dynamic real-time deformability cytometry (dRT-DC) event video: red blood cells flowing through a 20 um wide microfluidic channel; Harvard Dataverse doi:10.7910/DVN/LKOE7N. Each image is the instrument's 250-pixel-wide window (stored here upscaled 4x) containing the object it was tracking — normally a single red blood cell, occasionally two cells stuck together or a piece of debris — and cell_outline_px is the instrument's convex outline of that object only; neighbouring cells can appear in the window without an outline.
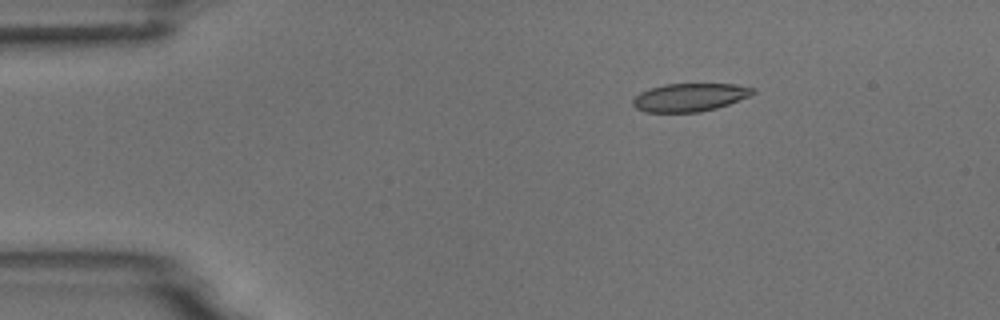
{"species": "common noctule bat (a hibernating species)", "species_latin": "Nyctalus noctula", "temperature_condition": "room temperature", "stored_images_in_passage": 46, "camera_frame_rate_fps": 3000, "um_per_image_px": 0.085, "animal": {"sex": "male", "body_mass_g": 18.8}, "frame": {"image": 1, "passage_image": 1, "time_ms": 0.0, "image_size_px": [1000, 320], "cell_outline_px": [[756, 92], [748, 96], [728, 104], [716, 108], [700, 112], [644, 112], [636, 108], [632, 104], [632, 100], [640, 92], [648, 88], [664, 84], [736, 84], [756, 88]], "centroid_in_image_um": [58.61, 8.27], "position_along_channel_um": 26.4, "area_um2": 19.71}}
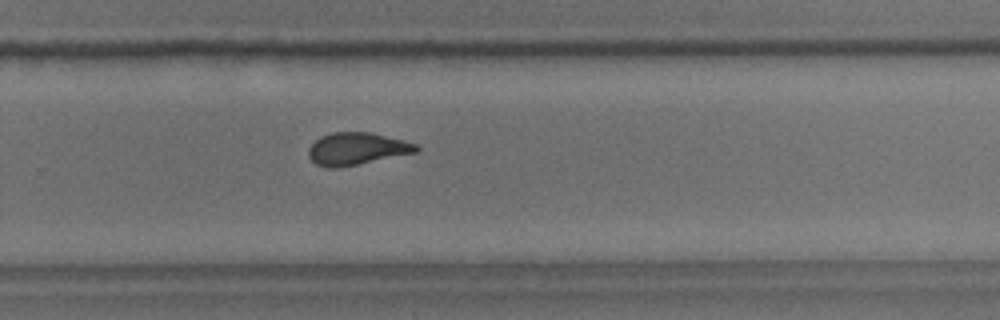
{"frame": {"image": 2, "passage_image": 28, "time_ms": 9.0, "image_size_px": [1000, 320], "cell_outline_px": [[420, 148], [416, 152], [336, 168], [328, 168], [316, 164], [308, 156], [308, 148], [320, 136], [332, 132], [372, 132], [416, 144]], "centroid_in_image_um": [30.28, 12.63], "position_along_channel_um": 299.5, "area_um2": 20.0}}
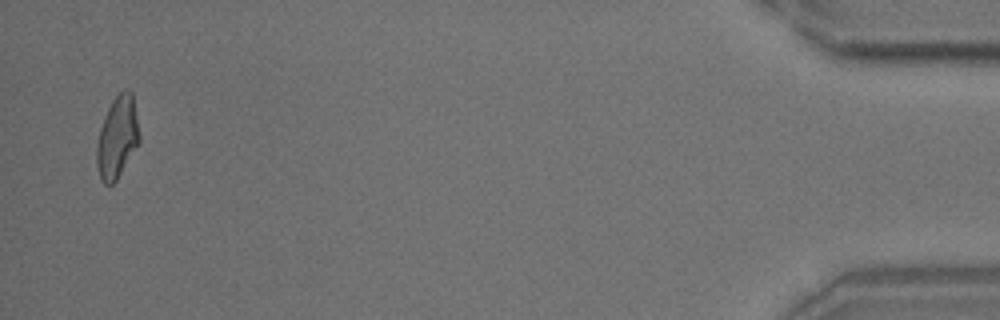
{"frame": {"image": 3, "passage_image": 45, "time_ms": 14.667, "image_size_px": [1000, 320], "cell_outline_px": [[140, 140], [116, 180], [112, 184], [104, 184], [100, 180], [96, 164], [96, 148], [100, 128], [104, 116], [112, 100], [124, 88], [128, 88], [132, 92], [140, 136]], "centroid_in_image_um": [9.95, 11.65], "position_along_channel_um": 425.2, "area_um2": 20.23}, "authors_computed_cell_mechanics": {"area_um2": 20.519, "velocity_mm_per_s": 3.7364, "shape_relaxation_time_tau1_ms": 9.883, "shape_relaxation_time_tau2_ms": 1.7015, "deformation_change_tau1": 0.2382, "deformation_change_tau2": 0.0918}}